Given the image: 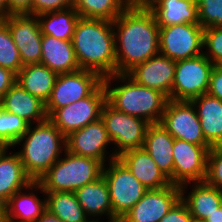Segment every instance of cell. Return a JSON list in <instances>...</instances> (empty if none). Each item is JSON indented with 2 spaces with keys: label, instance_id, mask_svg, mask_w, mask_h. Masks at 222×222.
I'll list each match as a JSON object with an SVG mask.
<instances>
[{
  "label": "cell",
  "instance_id": "cell-9",
  "mask_svg": "<svg viewBox=\"0 0 222 222\" xmlns=\"http://www.w3.org/2000/svg\"><path fill=\"white\" fill-rule=\"evenodd\" d=\"M106 102V89L102 83L90 96L54 110L48 119L67 137L101 118V110Z\"/></svg>",
  "mask_w": 222,
  "mask_h": 222
},
{
  "label": "cell",
  "instance_id": "cell-39",
  "mask_svg": "<svg viewBox=\"0 0 222 222\" xmlns=\"http://www.w3.org/2000/svg\"><path fill=\"white\" fill-rule=\"evenodd\" d=\"M207 94L222 101V65H214Z\"/></svg>",
  "mask_w": 222,
  "mask_h": 222
},
{
  "label": "cell",
  "instance_id": "cell-38",
  "mask_svg": "<svg viewBox=\"0 0 222 222\" xmlns=\"http://www.w3.org/2000/svg\"><path fill=\"white\" fill-rule=\"evenodd\" d=\"M186 203L180 198L159 222H193Z\"/></svg>",
  "mask_w": 222,
  "mask_h": 222
},
{
  "label": "cell",
  "instance_id": "cell-25",
  "mask_svg": "<svg viewBox=\"0 0 222 222\" xmlns=\"http://www.w3.org/2000/svg\"><path fill=\"white\" fill-rule=\"evenodd\" d=\"M41 61L57 74L72 73L80 70L72 40H61L42 34Z\"/></svg>",
  "mask_w": 222,
  "mask_h": 222
},
{
  "label": "cell",
  "instance_id": "cell-29",
  "mask_svg": "<svg viewBox=\"0 0 222 222\" xmlns=\"http://www.w3.org/2000/svg\"><path fill=\"white\" fill-rule=\"evenodd\" d=\"M42 34L61 40H72L77 22L80 18L73 8L45 12L37 15Z\"/></svg>",
  "mask_w": 222,
  "mask_h": 222
},
{
  "label": "cell",
  "instance_id": "cell-34",
  "mask_svg": "<svg viewBox=\"0 0 222 222\" xmlns=\"http://www.w3.org/2000/svg\"><path fill=\"white\" fill-rule=\"evenodd\" d=\"M203 54L214 65H222V27L204 28Z\"/></svg>",
  "mask_w": 222,
  "mask_h": 222
},
{
  "label": "cell",
  "instance_id": "cell-35",
  "mask_svg": "<svg viewBox=\"0 0 222 222\" xmlns=\"http://www.w3.org/2000/svg\"><path fill=\"white\" fill-rule=\"evenodd\" d=\"M203 28L222 27V0H196Z\"/></svg>",
  "mask_w": 222,
  "mask_h": 222
},
{
  "label": "cell",
  "instance_id": "cell-21",
  "mask_svg": "<svg viewBox=\"0 0 222 222\" xmlns=\"http://www.w3.org/2000/svg\"><path fill=\"white\" fill-rule=\"evenodd\" d=\"M0 107L30 125L48 119L45 102L25 91L17 82L0 99Z\"/></svg>",
  "mask_w": 222,
  "mask_h": 222
},
{
  "label": "cell",
  "instance_id": "cell-16",
  "mask_svg": "<svg viewBox=\"0 0 222 222\" xmlns=\"http://www.w3.org/2000/svg\"><path fill=\"white\" fill-rule=\"evenodd\" d=\"M180 198V186L174 184L161 189L147 190L119 221L159 222Z\"/></svg>",
  "mask_w": 222,
  "mask_h": 222
},
{
  "label": "cell",
  "instance_id": "cell-19",
  "mask_svg": "<svg viewBox=\"0 0 222 222\" xmlns=\"http://www.w3.org/2000/svg\"><path fill=\"white\" fill-rule=\"evenodd\" d=\"M147 190L171 185L169 178L159 169L144 148L124 151L117 157Z\"/></svg>",
  "mask_w": 222,
  "mask_h": 222
},
{
  "label": "cell",
  "instance_id": "cell-18",
  "mask_svg": "<svg viewBox=\"0 0 222 222\" xmlns=\"http://www.w3.org/2000/svg\"><path fill=\"white\" fill-rule=\"evenodd\" d=\"M5 208L7 222H36L46 210V193L37 181H32L13 194Z\"/></svg>",
  "mask_w": 222,
  "mask_h": 222
},
{
  "label": "cell",
  "instance_id": "cell-7",
  "mask_svg": "<svg viewBox=\"0 0 222 222\" xmlns=\"http://www.w3.org/2000/svg\"><path fill=\"white\" fill-rule=\"evenodd\" d=\"M101 119L117 156L130 149L143 148L147 121L118 111L107 101L102 107Z\"/></svg>",
  "mask_w": 222,
  "mask_h": 222
},
{
  "label": "cell",
  "instance_id": "cell-30",
  "mask_svg": "<svg viewBox=\"0 0 222 222\" xmlns=\"http://www.w3.org/2000/svg\"><path fill=\"white\" fill-rule=\"evenodd\" d=\"M46 209L62 222H92L74 192H45Z\"/></svg>",
  "mask_w": 222,
  "mask_h": 222
},
{
  "label": "cell",
  "instance_id": "cell-33",
  "mask_svg": "<svg viewBox=\"0 0 222 222\" xmlns=\"http://www.w3.org/2000/svg\"><path fill=\"white\" fill-rule=\"evenodd\" d=\"M29 123L0 107V143L12 147L28 130Z\"/></svg>",
  "mask_w": 222,
  "mask_h": 222
},
{
  "label": "cell",
  "instance_id": "cell-2",
  "mask_svg": "<svg viewBox=\"0 0 222 222\" xmlns=\"http://www.w3.org/2000/svg\"><path fill=\"white\" fill-rule=\"evenodd\" d=\"M80 69L102 78L116 74L113 22L80 17L72 37Z\"/></svg>",
  "mask_w": 222,
  "mask_h": 222
},
{
  "label": "cell",
  "instance_id": "cell-23",
  "mask_svg": "<svg viewBox=\"0 0 222 222\" xmlns=\"http://www.w3.org/2000/svg\"><path fill=\"white\" fill-rule=\"evenodd\" d=\"M181 199L197 221H204L221 206L220 190L205 181L190 182L180 186Z\"/></svg>",
  "mask_w": 222,
  "mask_h": 222
},
{
  "label": "cell",
  "instance_id": "cell-15",
  "mask_svg": "<svg viewBox=\"0 0 222 222\" xmlns=\"http://www.w3.org/2000/svg\"><path fill=\"white\" fill-rule=\"evenodd\" d=\"M7 23L12 39L19 50L22 65L40 63L42 33L36 15H9Z\"/></svg>",
  "mask_w": 222,
  "mask_h": 222
},
{
  "label": "cell",
  "instance_id": "cell-10",
  "mask_svg": "<svg viewBox=\"0 0 222 222\" xmlns=\"http://www.w3.org/2000/svg\"><path fill=\"white\" fill-rule=\"evenodd\" d=\"M203 33L200 24L159 27V53L175 61L197 57L203 53Z\"/></svg>",
  "mask_w": 222,
  "mask_h": 222
},
{
  "label": "cell",
  "instance_id": "cell-41",
  "mask_svg": "<svg viewBox=\"0 0 222 222\" xmlns=\"http://www.w3.org/2000/svg\"><path fill=\"white\" fill-rule=\"evenodd\" d=\"M16 83V74L0 66V99Z\"/></svg>",
  "mask_w": 222,
  "mask_h": 222
},
{
  "label": "cell",
  "instance_id": "cell-3",
  "mask_svg": "<svg viewBox=\"0 0 222 222\" xmlns=\"http://www.w3.org/2000/svg\"><path fill=\"white\" fill-rule=\"evenodd\" d=\"M106 101L118 111L142 118L149 124L160 123L168 97L161 91L136 83L127 74L103 78Z\"/></svg>",
  "mask_w": 222,
  "mask_h": 222
},
{
  "label": "cell",
  "instance_id": "cell-14",
  "mask_svg": "<svg viewBox=\"0 0 222 222\" xmlns=\"http://www.w3.org/2000/svg\"><path fill=\"white\" fill-rule=\"evenodd\" d=\"M212 146H201L174 139L173 184L181 186L190 182H202L206 178L207 157Z\"/></svg>",
  "mask_w": 222,
  "mask_h": 222
},
{
  "label": "cell",
  "instance_id": "cell-4",
  "mask_svg": "<svg viewBox=\"0 0 222 222\" xmlns=\"http://www.w3.org/2000/svg\"><path fill=\"white\" fill-rule=\"evenodd\" d=\"M23 163L26 174L38 181L64 154L66 137L49 120L31 124L11 147Z\"/></svg>",
  "mask_w": 222,
  "mask_h": 222
},
{
  "label": "cell",
  "instance_id": "cell-44",
  "mask_svg": "<svg viewBox=\"0 0 222 222\" xmlns=\"http://www.w3.org/2000/svg\"><path fill=\"white\" fill-rule=\"evenodd\" d=\"M8 16L7 0H0V19Z\"/></svg>",
  "mask_w": 222,
  "mask_h": 222
},
{
  "label": "cell",
  "instance_id": "cell-17",
  "mask_svg": "<svg viewBox=\"0 0 222 222\" xmlns=\"http://www.w3.org/2000/svg\"><path fill=\"white\" fill-rule=\"evenodd\" d=\"M176 61L157 54L136 65L127 75L136 83L161 91L171 99Z\"/></svg>",
  "mask_w": 222,
  "mask_h": 222
},
{
  "label": "cell",
  "instance_id": "cell-20",
  "mask_svg": "<svg viewBox=\"0 0 222 222\" xmlns=\"http://www.w3.org/2000/svg\"><path fill=\"white\" fill-rule=\"evenodd\" d=\"M74 193L92 222H113L109 188L103 175Z\"/></svg>",
  "mask_w": 222,
  "mask_h": 222
},
{
  "label": "cell",
  "instance_id": "cell-28",
  "mask_svg": "<svg viewBox=\"0 0 222 222\" xmlns=\"http://www.w3.org/2000/svg\"><path fill=\"white\" fill-rule=\"evenodd\" d=\"M58 74L41 63L24 65L16 74V82L28 93L47 102Z\"/></svg>",
  "mask_w": 222,
  "mask_h": 222
},
{
  "label": "cell",
  "instance_id": "cell-42",
  "mask_svg": "<svg viewBox=\"0 0 222 222\" xmlns=\"http://www.w3.org/2000/svg\"><path fill=\"white\" fill-rule=\"evenodd\" d=\"M36 222H62L57 216L52 214L49 210H45L43 214L36 220Z\"/></svg>",
  "mask_w": 222,
  "mask_h": 222
},
{
  "label": "cell",
  "instance_id": "cell-43",
  "mask_svg": "<svg viewBox=\"0 0 222 222\" xmlns=\"http://www.w3.org/2000/svg\"><path fill=\"white\" fill-rule=\"evenodd\" d=\"M203 222H222V207L220 206L216 212L209 215Z\"/></svg>",
  "mask_w": 222,
  "mask_h": 222
},
{
  "label": "cell",
  "instance_id": "cell-22",
  "mask_svg": "<svg viewBox=\"0 0 222 222\" xmlns=\"http://www.w3.org/2000/svg\"><path fill=\"white\" fill-rule=\"evenodd\" d=\"M152 11L159 27L199 23L196 0H142Z\"/></svg>",
  "mask_w": 222,
  "mask_h": 222
},
{
  "label": "cell",
  "instance_id": "cell-47",
  "mask_svg": "<svg viewBox=\"0 0 222 222\" xmlns=\"http://www.w3.org/2000/svg\"><path fill=\"white\" fill-rule=\"evenodd\" d=\"M220 201H221V207H222V190H220Z\"/></svg>",
  "mask_w": 222,
  "mask_h": 222
},
{
  "label": "cell",
  "instance_id": "cell-8",
  "mask_svg": "<svg viewBox=\"0 0 222 222\" xmlns=\"http://www.w3.org/2000/svg\"><path fill=\"white\" fill-rule=\"evenodd\" d=\"M214 64L201 55L176 61L171 100L191 101L207 94Z\"/></svg>",
  "mask_w": 222,
  "mask_h": 222
},
{
  "label": "cell",
  "instance_id": "cell-31",
  "mask_svg": "<svg viewBox=\"0 0 222 222\" xmlns=\"http://www.w3.org/2000/svg\"><path fill=\"white\" fill-rule=\"evenodd\" d=\"M132 0H73L80 17L114 21Z\"/></svg>",
  "mask_w": 222,
  "mask_h": 222
},
{
  "label": "cell",
  "instance_id": "cell-26",
  "mask_svg": "<svg viewBox=\"0 0 222 222\" xmlns=\"http://www.w3.org/2000/svg\"><path fill=\"white\" fill-rule=\"evenodd\" d=\"M203 135L212 147H222V101L209 94L191 100Z\"/></svg>",
  "mask_w": 222,
  "mask_h": 222
},
{
  "label": "cell",
  "instance_id": "cell-45",
  "mask_svg": "<svg viewBox=\"0 0 222 222\" xmlns=\"http://www.w3.org/2000/svg\"><path fill=\"white\" fill-rule=\"evenodd\" d=\"M0 222H7L6 221V208L5 203L0 200Z\"/></svg>",
  "mask_w": 222,
  "mask_h": 222
},
{
  "label": "cell",
  "instance_id": "cell-5",
  "mask_svg": "<svg viewBox=\"0 0 222 222\" xmlns=\"http://www.w3.org/2000/svg\"><path fill=\"white\" fill-rule=\"evenodd\" d=\"M103 167L101 161L65 150L59 160L37 182L45 192H75L78 188L99 179Z\"/></svg>",
  "mask_w": 222,
  "mask_h": 222
},
{
  "label": "cell",
  "instance_id": "cell-32",
  "mask_svg": "<svg viewBox=\"0 0 222 222\" xmlns=\"http://www.w3.org/2000/svg\"><path fill=\"white\" fill-rule=\"evenodd\" d=\"M0 66L17 74L21 68L22 60L16 47L7 23L0 19Z\"/></svg>",
  "mask_w": 222,
  "mask_h": 222
},
{
  "label": "cell",
  "instance_id": "cell-13",
  "mask_svg": "<svg viewBox=\"0 0 222 222\" xmlns=\"http://www.w3.org/2000/svg\"><path fill=\"white\" fill-rule=\"evenodd\" d=\"M160 123L174 139L211 146L203 135L200 120L191 101L168 99Z\"/></svg>",
  "mask_w": 222,
  "mask_h": 222
},
{
  "label": "cell",
  "instance_id": "cell-37",
  "mask_svg": "<svg viewBox=\"0 0 222 222\" xmlns=\"http://www.w3.org/2000/svg\"><path fill=\"white\" fill-rule=\"evenodd\" d=\"M73 7V0H32V15Z\"/></svg>",
  "mask_w": 222,
  "mask_h": 222
},
{
  "label": "cell",
  "instance_id": "cell-36",
  "mask_svg": "<svg viewBox=\"0 0 222 222\" xmlns=\"http://www.w3.org/2000/svg\"><path fill=\"white\" fill-rule=\"evenodd\" d=\"M207 184L222 190V147H212L207 157Z\"/></svg>",
  "mask_w": 222,
  "mask_h": 222
},
{
  "label": "cell",
  "instance_id": "cell-11",
  "mask_svg": "<svg viewBox=\"0 0 222 222\" xmlns=\"http://www.w3.org/2000/svg\"><path fill=\"white\" fill-rule=\"evenodd\" d=\"M103 78L96 72L80 69L72 73L58 74L46 105L49 116L54 110L90 96Z\"/></svg>",
  "mask_w": 222,
  "mask_h": 222
},
{
  "label": "cell",
  "instance_id": "cell-12",
  "mask_svg": "<svg viewBox=\"0 0 222 222\" xmlns=\"http://www.w3.org/2000/svg\"><path fill=\"white\" fill-rule=\"evenodd\" d=\"M66 150L72 154L96 159L104 165L118 157L101 118L70 133L66 137Z\"/></svg>",
  "mask_w": 222,
  "mask_h": 222
},
{
  "label": "cell",
  "instance_id": "cell-27",
  "mask_svg": "<svg viewBox=\"0 0 222 222\" xmlns=\"http://www.w3.org/2000/svg\"><path fill=\"white\" fill-rule=\"evenodd\" d=\"M32 181L19 155L8 147L0 156V200L6 203L13 194L26 188Z\"/></svg>",
  "mask_w": 222,
  "mask_h": 222
},
{
  "label": "cell",
  "instance_id": "cell-6",
  "mask_svg": "<svg viewBox=\"0 0 222 222\" xmlns=\"http://www.w3.org/2000/svg\"><path fill=\"white\" fill-rule=\"evenodd\" d=\"M102 175L109 188L113 222L119 221L147 189L118 158L104 165Z\"/></svg>",
  "mask_w": 222,
  "mask_h": 222
},
{
  "label": "cell",
  "instance_id": "cell-46",
  "mask_svg": "<svg viewBox=\"0 0 222 222\" xmlns=\"http://www.w3.org/2000/svg\"><path fill=\"white\" fill-rule=\"evenodd\" d=\"M7 148H8V147H7L5 144L0 143V156H1V154H2Z\"/></svg>",
  "mask_w": 222,
  "mask_h": 222
},
{
  "label": "cell",
  "instance_id": "cell-40",
  "mask_svg": "<svg viewBox=\"0 0 222 222\" xmlns=\"http://www.w3.org/2000/svg\"><path fill=\"white\" fill-rule=\"evenodd\" d=\"M9 15H32V0H7Z\"/></svg>",
  "mask_w": 222,
  "mask_h": 222
},
{
  "label": "cell",
  "instance_id": "cell-24",
  "mask_svg": "<svg viewBox=\"0 0 222 222\" xmlns=\"http://www.w3.org/2000/svg\"><path fill=\"white\" fill-rule=\"evenodd\" d=\"M173 145L174 137L161 123L148 125L143 148L169 178L171 184H173Z\"/></svg>",
  "mask_w": 222,
  "mask_h": 222
},
{
  "label": "cell",
  "instance_id": "cell-1",
  "mask_svg": "<svg viewBox=\"0 0 222 222\" xmlns=\"http://www.w3.org/2000/svg\"><path fill=\"white\" fill-rule=\"evenodd\" d=\"M116 73L127 74L136 65L159 54V26L152 11L133 1L113 21Z\"/></svg>",
  "mask_w": 222,
  "mask_h": 222
}]
</instances>
